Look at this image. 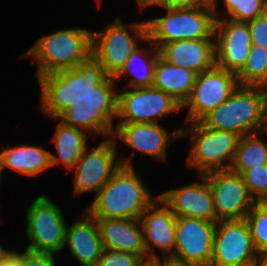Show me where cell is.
<instances>
[{
    "label": "cell",
    "instance_id": "1",
    "mask_svg": "<svg viewBox=\"0 0 267 266\" xmlns=\"http://www.w3.org/2000/svg\"><path fill=\"white\" fill-rule=\"evenodd\" d=\"M108 77L92 54L78 67L43 75L37 80L41 91L40 107L46 116L57 119Z\"/></svg>",
    "mask_w": 267,
    "mask_h": 266
},
{
    "label": "cell",
    "instance_id": "2",
    "mask_svg": "<svg viewBox=\"0 0 267 266\" xmlns=\"http://www.w3.org/2000/svg\"><path fill=\"white\" fill-rule=\"evenodd\" d=\"M139 177L134 166H121L94 196L86 211L93 218L139 219L159 197H153Z\"/></svg>",
    "mask_w": 267,
    "mask_h": 266
},
{
    "label": "cell",
    "instance_id": "3",
    "mask_svg": "<svg viewBox=\"0 0 267 266\" xmlns=\"http://www.w3.org/2000/svg\"><path fill=\"white\" fill-rule=\"evenodd\" d=\"M200 122L209 128L234 132L241 137L266 130L267 88L239 86Z\"/></svg>",
    "mask_w": 267,
    "mask_h": 266
},
{
    "label": "cell",
    "instance_id": "4",
    "mask_svg": "<svg viewBox=\"0 0 267 266\" xmlns=\"http://www.w3.org/2000/svg\"><path fill=\"white\" fill-rule=\"evenodd\" d=\"M92 31L83 28H69L42 36L20 57H31L37 61L36 77L60 70L78 67L92 51Z\"/></svg>",
    "mask_w": 267,
    "mask_h": 266
},
{
    "label": "cell",
    "instance_id": "5",
    "mask_svg": "<svg viewBox=\"0 0 267 266\" xmlns=\"http://www.w3.org/2000/svg\"><path fill=\"white\" fill-rule=\"evenodd\" d=\"M165 15L145 20L148 39L159 49L181 40L215 39L211 1L192 8L164 9Z\"/></svg>",
    "mask_w": 267,
    "mask_h": 266
},
{
    "label": "cell",
    "instance_id": "6",
    "mask_svg": "<svg viewBox=\"0 0 267 266\" xmlns=\"http://www.w3.org/2000/svg\"><path fill=\"white\" fill-rule=\"evenodd\" d=\"M113 77H108L101 85L94 88L58 119L65 125L90 132L93 136L112 137L113 119L117 116L118 88Z\"/></svg>",
    "mask_w": 267,
    "mask_h": 266
},
{
    "label": "cell",
    "instance_id": "7",
    "mask_svg": "<svg viewBox=\"0 0 267 266\" xmlns=\"http://www.w3.org/2000/svg\"><path fill=\"white\" fill-rule=\"evenodd\" d=\"M186 128H181V138L188 134L191 135L187 165L197 168L199 175L231 168L240 135L230 131L212 129L204 126L201 122L190 123Z\"/></svg>",
    "mask_w": 267,
    "mask_h": 266
},
{
    "label": "cell",
    "instance_id": "8",
    "mask_svg": "<svg viewBox=\"0 0 267 266\" xmlns=\"http://www.w3.org/2000/svg\"><path fill=\"white\" fill-rule=\"evenodd\" d=\"M125 25L117 18L106 26L104 32L92 31L91 54L100 62L109 77H114L120 71L139 47V40L144 42L148 38L146 21Z\"/></svg>",
    "mask_w": 267,
    "mask_h": 266
},
{
    "label": "cell",
    "instance_id": "9",
    "mask_svg": "<svg viewBox=\"0 0 267 266\" xmlns=\"http://www.w3.org/2000/svg\"><path fill=\"white\" fill-rule=\"evenodd\" d=\"M26 210V249L53 255L63 251L67 225L58 204L42 194Z\"/></svg>",
    "mask_w": 267,
    "mask_h": 266
},
{
    "label": "cell",
    "instance_id": "10",
    "mask_svg": "<svg viewBox=\"0 0 267 266\" xmlns=\"http://www.w3.org/2000/svg\"><path fill=\"white\" fill-rule=\"evenodd\" d=\"M116 145L114 138L109 137L96 148L88 146L83 151L72 169L75 171V195L94 192L95 196L121 166L133 167V158H116Z\"/></svg>",
    "mask_w": 267,
    "mask_h": 266
},
{
    "label": "cell",
    "instance_id": "11",
    "mask_svg": "<svg viewBox=\"0 0 267 266\" xmlns=\"http://www.w3.org/2000/svg\"><path fill=\"white\" fill-rule=\"evenodd\" d=\"M180 109L177 101L153 86L124 88L118 91L117 124L159 123V118Z\"/></svg>",
    "mask_w": 267,
    "mask_h": 266
},
{
    "label": "cell",
    "instance_id": "12",
    "mask_svg": "<svg viewBox=\"0 0 267 266\" xmlns=\"http://www.w3.org/2000/svg\"><path fill=\"white\" fill-rule=\"evenodd\" d=\"M240 86L236 74L216 65L197 74L190 97L182 106L188 109L184 122H200L225 102Z\"/></svg>",
    "mask_w": 267,
    "mask_h": 266
},
{
    "label": "cell",
    "instance_id": "13",
    "mask_svg": "<svg viewBox=\"0 0 267 266\" xmlns=\"http://www.w3.org/2000/svg\"><path fill=\"white\" fill-rule=\"evenodd\" d=\"M213 196L218 221L244 220L256 203L241 174L231 169L204 174Z\"/></svg>",
    "mask_w": 267,
    "mask_h": 266
},
{
    "label": "cell",
    "instance_id": "14",
    "mask_svg": "<svg viewBox=\"0 0 267 266\" xmlns=\"http://www.w3.org/2000/svg\"><path fill=\"white\" fill-rule=\"evenodd\" d=\"M259 257L246 220L218 221L209 266H240Z\"/></svg>",
    "mask_w": 267,
    "mask_h": 266
},
{
    "label": "cell",
    "instance_id": "15",
    "mask_svg": "<svg viewBox=\"0 0 267 266\" xmlns=\"http://www.w3.org/2000/svg\"><path fill=\"white\" fill-rule=\"evenodd\" d=\"M216 223L203 219L176 217V244L171 257L195 266H209Z\"/></svg>",
    "mask_w": 267,
    "mask_h": 266
},
{
    "label": "cell",
    "instance_id": "16",
    "mask_svg": "<svg viewBox=\"0 0 267 266\" xmlns=\"http://www.w3.org/2000/svg\"><path fill=\"white\" fill-rule=\"evenodd\" d=\"M214 36L216 66L237 75L244 67L252 46L248 24L227 18L216 19Z\"/></svg>",
    "mask_w": 267,
    "mask_h": 266
},
{
    "label": "cell",
    "instance_id": "17",
    "mask_svg": "<svg viewBox=\"0 0 267 266\" xmlns=\"http://www.w3.org/2000/svg\"><path fill=\"white\" fill-rule=\"evenodd\" d=\"M139 221L143 230L148 261L159 257L155 253L156 249L164 252L162 254L164 257L172 256L176 244V215L160 197L141 214Z\"/></svg>",
    "mask_w": 267,
    "mask_h": 266
},
{
    "label": "cell",
    "instance_id": "18",
    "mask_svg": "<svg viewBox=\"0 0 267 266\" xmlns=\"http://www.w3.org/2000/svg\"><path fill=\"white\" fill-rule=\"evenodd\" d=\"M168 131L160 123L117 124L112 138L132 148L134 154L138 151L164 161L166 148L181 138V129Z\"/></svg>",
    "mask_w": 267,
    "mask_h": 266
},
{
    "label": "cell",
    "instance_id": "19",
    "mask_svg": "<svg viewBox=\"0 0 267 266\" xmlns=\"http://www.w3.org/2000/svg\"><path fill=\"white\" fill-rule=\"evenodd\" d=\"M200 182L167 190L158 196L176 217H187L217 222L212 192L204 175Z\"/></svg>",
    "mask_w": 267,
    "mask_h": 266
},
{
    "label": "cell",
    "instance_id": "20",
    "mask_svg": "<svg viewBox=\"0 0 267 266\" xmlns=\"http://www.w3.org/2000/svg\"><path fill=\"white\" fill-rule=\"evenodd\" d=\"M104 249L122 251L148 261L143 230L139 219L94 218Z\"/></svg>",
    "mask_w": 267,
    "mask_h": 266
},
{
    "label": "cell",
    "instance_id": "21",
    "mask_svg": "<svg viewBox=\"0 0 267 266\" xmlns=\"http://www.w3.org/2000/svg\"><path fill=\"white\" fill-rule=\"evenodd\" d=\"M82 217L66 226L64 248L81 266H96L104 250L103 242L96 220L87 211Z\"/></svg>",
    "mask_w": 267,
    "mask_h": 266
},
{
    "label": "cell",
    "instance_id": "22",
    "mask_svg": "<svg viewBox=\"0 0 267 266\" xmlns=\"http://www.w3.org/2000/svg\"><path fill=\"white\" fill-rule=\"evenodd\" d=\"M159 52L170 64L191 69L197 74L216 65L215 39L175 41L162 45Z\"/></svg>",
    "mask_w": 267,
    "mask_h": 266
},
{
    "label": "cell",
    "instance_id": "23",
    "mask_svg": "<svg viewBox=\"0 0 267 266\" xmlns=\"http://www.w3.org/2000/svg\"><path fill=\"white\" fill-rule=\"evenodd\" d=\"M50 153L51 151L44 149L42 145L26 144L4 148L0 152V182L1 173L6 167L22 175L37 177L51 167Z\"/></svg>",
    "mask_w": 267,
    "mask_h": 266
},
{
    "label": "cell",
    "instance_id": "24",
    "mask_svg": "<svg viewBox=\"0 0 267 266\" xmlns=\"http://www.w3.org/2000/svg\"><path fill=\"white\" fill-rule=\"evenodd\" d=\"M196 76L197 73L193 70L172 65L159 55L153 87L162 90L183 106L190 97Z\"/></svg>",
    "mask_w": 267,
    "mask_h": 266
},
{
    "label": "cell",
    "instance_id": "25",
    "mask_svg": "<svg viewBox=\"0 0 267 266\" xmlns=\"http://www.w3.org/2000/svg\"><path fill=\"white\" fill-rule=\"evenodd\" d=\"M144 43H148L151 49H144L140 46L135 49L120 71L113 77L119 82L122 76H128L127 86L123 88L151 87L154 82V73L157 58L160 55L159 49L147 38ZM149 50L152 52L149 54ZM121 77V78H120Z\"/></svg>",
    "mask_w": 267,
    "mask_h": 266
},
{
    "label": "cell",
    "instance_id": "26",
    "mask_svg": "<svg viewBox=\"0 0 267 266\" xmlns=\"http://www.w3.org/2000/svg\"><path fill=\"white\" fill-rule=\"evenodd\" d=\"M88 135L85 131L65 125L61 120L51 139L56 155L50 153L51 167L61 164L73 169L87 146Z\"/></svg>",
    "mask_w": 267,
    "mask_h": 266
},
{
    "label": "cell",
    "instance_id": "27",
    "mask_svg": "<svg viewBox=\"0 0 267 266\" xmlns=\"http://www.w3.org/2000/svg\"><path fill=\"white\" fill-rule=\"evenodd\" d=\"M267 129L240 138L231 170L242 174L245 170L267 164V145L261 139Z\"/></svg>",
    "mask_w": 267,
    "mask_h": 266
},
{
    "label": "cell",
    "instance_id": "28",
    "mask_svg": "<svg viewBox=\"0 0 267 266\" xmlns=\"http://www.w3.org/2000/svg\"><path fill=\"white\" fill-rule=\"evenodd\" d=\"M236 76L240 86L267 88V48L252 45L244 67Z\"/></svg>",
    "mask_w": 267,
    "mask_h": 266
},
{
    "label": "cell",
    "instance_id": "29",
    "mask_svg": "<svg viewBox=\"0 0 267 266\" xmlns=\"http://www.w3.org/2000/svg\"><path fill=\"white\" fill-rule=\"evenodd\" d=\"M245 220L257 253L267 255V202H256Z\"/></svg>",
    "mask_w": 267,
    "mask_h": 266
},
{
    "label": "cell",
    "instance_id": "30",
    "mask_svg": "<svg viewBox=\"0 0 267 266\" xmlns=\"http://www.w3.org/2000/svg\"><path fill=\"white\" fill-rule=\"evenodd\" d=\"M241 175L252 198L267 202V164L249 168Z\"/></svg>",
    "mask_w": 267,
    "mask_h": 266
},
{
    "label": "cell",
    "instance_id": "31",
    "mask_svg": "<svg viewBox=\"0 0 267 266\" xmlns=\"http://www.w3.org/2000/svg\"><path fill=\"white\" fill-rule=\"evenodd\" d=\"M267 11V0H243L241 10H234L227 19L236 22H249Z\"/></svg>",
    "mask_w": 267,
    "mask_h": 266
},
{
    "label": "cell",
    "instance_id": "32",
    "mask_svg": "<svg viewBox=\"0 0 267 266\" xmlns=\"http://www.w3.org/2000/svg\"><path fill=\"white\" fill-rule=\"evenodd\" d=\"M143 260L134 254L104 249L96 266H141Z\"/></svg>",
    "mask_w": 267,
    "mask_h": 266
},
{
    "label": "cell",
    "instance_id": "33",
    "mask_svg": "<svg viewBox=\"0 0 267 266\" xmlns=\"http://www.w3.org/2000/svg\"><path fill=\"white\" fill-rule=\"evenodd\" d=\"M11 252L19 259L20 266H55L53 254L35 252L28 249L22 252L14 249Z\"/></svg>",
    "mask_w": 267,
    "mask_h": 266
},
{
    "label": "cell",
    "instance_id": "34",
    "mask_svg": "<svg viewBox=\"0 0 267 266\" xmlns=\"http://www.w3.org/2000/svg\"><path fill=\"white\" fill-rule=\"evenodd\" d=\"M252 45H259L267 48V11L257 16L254 20L247 22Z\"/></svg>",
    "mask_w": 267,
    "mask_h": 266
},
{
    "label": "cell",
    "instance_id": "35",
    "mask_svg": "<svg viewBox=\"0 0 267 266\" xmlns=\"http://www.w3.org/2000/svg\"><path fill=\"white\" fill-rule=\"evenodd\" d=\"M210 0H164V8L167 9H179V8H192Z\"/></svg>",
    "mask_w": 267,
    "mask_h": 266
},
{
    "label": "cell",
    "instance_id": "36",
    "mask_svg": "<svg viewBox=\"0 0 267 266\" xmlns=\"http://www.w3.org/2000/svg\"><path fill=\"white\" fill-rule=\"evenodd\" d=\"M154 266H195L193 264L178 260L176 258H173L171 256L169 257H158L155 259L150 260Z\"/></svg>",
    "mask_w": 267,
    "mask_h": 266
},
{
    "label": "cell",
    "instance_id": "37",
    "mask_svg": "<svg viewBox=\"0 0 267 266\" xmlns=\"http://www.w3.org/2000/svg\"><path fill=\"white\" fill-rule=\"evenodd\" d=\"M0 266H20L19 259L6 248L0 250Z\"/></svg>",
    "mask_w": 267,
    "mask_h": 266
},
{
    "label": "cell",
    "instance_id": "38",
    "mask_svg": "<svg viewBox=\"0 0 267 266\" xmlns=\"http://www.w3.org/2000/svg\"><path fill=\"white\" fill-rule=\"evenodd\" d=\"M224 9V15L223 18H227L234 10H241V3L243 0H222Z\"/></svg>",
    "mask_w": 267,
    "mask_h": 266
},
{
    "label": "cell",
    "instance_id": "39",
    "mask_svg": "<svg viewBox=\"0 0 267 266\" xmlns=\"http://www.w3.org/2000/svg\"><path fill=\"white\" fill-rule=\"evenodd\" d=\"M137 2L141 11L151 6H158L164 9V0H137Z\"/></svg>",
    "mask_w": 267,
    "mask_h": 266
},
{
    "label": "cell",
    "instance_id": "40",
    "mask_svg": "<svg viewBox=\"0 0 267 266\" xmlns=\"http://www.w3.org/2000/svg\"><path fill=\"white\" fill-rule=\"evenodd\" d=\"M210 1L213 7L215 20L222 19L223 14L220 12L222 10H220L221 8L219 7V0H210Z\"/></svg>",
    "mask_w": 267,
    "mask_h": 266
},
{
    "label": "cell",
    "instance_id": "41",
    "mask_svg": "<svg viewBox=\"0 0 267 266\" xmlns=\"http://www.w3.org/2000/svg\"><path fill=\"white\" fill-rule=\"evenodd\" d=\"M256 266H267V255H260L256 260Z\"/></svg>",
    "mask_w": 267,
    "mask_h": 266
},
{
    "label": "cell",
    "instance_id": "42",
    "mask_svg": "<svg viewBox=\"0 0 267 266\" xmlns=\"http://www.w3.org/2000/svg\"><path fill=\"white\" fill-rule=\"evenodd\" d=\"M141 266H154V264L151 261H145Z\"/></svg>",
    "mask_w": 267,
    "mask_h": 266
},
{
    "label": "cell",
    "instance_id": "43",
    "mask_svg": "<svg viewBox=\"0 0 267 266\" xmlns=\"http://www.w3.org/2000/svg\"><path fill=\"white\" fill-rule=\"evenodd\" d=\"M240 266H256V261L252 262V263L245 264V265H240Z\"/></svg>",
    "mask_w": 267,
    "mask_h": 266
},
{
    "label": "cell",
    "instance_id": "44",
    "mask_svg": "<svg viewBox=\"0 0 267 266\" xmlns=\"http://www.w3.org/2000/svg\"><path fill=\"white\" fill-rule=\"evenodd\" d=\"M101 1H102V0H96V3L98 4V6H100Z\"/></svg>",
    "mask_w": 267,
    "mask_h": 266
}]
</instances>
